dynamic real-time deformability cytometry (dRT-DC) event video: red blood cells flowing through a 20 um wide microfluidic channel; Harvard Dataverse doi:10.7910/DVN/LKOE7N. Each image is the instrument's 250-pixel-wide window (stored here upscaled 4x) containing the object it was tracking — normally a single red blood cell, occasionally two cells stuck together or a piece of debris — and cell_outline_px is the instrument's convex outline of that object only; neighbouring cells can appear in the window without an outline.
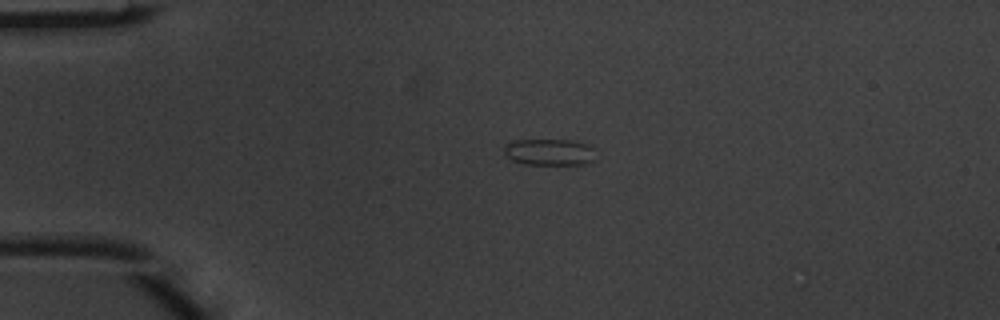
{"species": "common noctule bat (a hibernating species)", "species_latin": "Nyctalus noctula", "temperature_condition": "warm", "stored_images_in_passage": 3, "camera_frame_rate_fps": 3000, "um_per_image_px": 0.085, "animal": {"sex": "male", "body_mass_g": 20.1, "forearm_length_mm": 53.5}, "frame": {"image": 1, "passage_image": 1, "time_ms": 0.0, "image_size_px": [1000, 320], "cell_outline_px": [[592, 160], [580, 164], [524, 164], [512, 160], [504, 152], [504, 144], [512, 140], [572, 140], [588, 144], [592, 148]], "centroid_in_image_um": [46.62, 12.91], "position_along_channel_um": 38.4, "area_um2": 13.93}}